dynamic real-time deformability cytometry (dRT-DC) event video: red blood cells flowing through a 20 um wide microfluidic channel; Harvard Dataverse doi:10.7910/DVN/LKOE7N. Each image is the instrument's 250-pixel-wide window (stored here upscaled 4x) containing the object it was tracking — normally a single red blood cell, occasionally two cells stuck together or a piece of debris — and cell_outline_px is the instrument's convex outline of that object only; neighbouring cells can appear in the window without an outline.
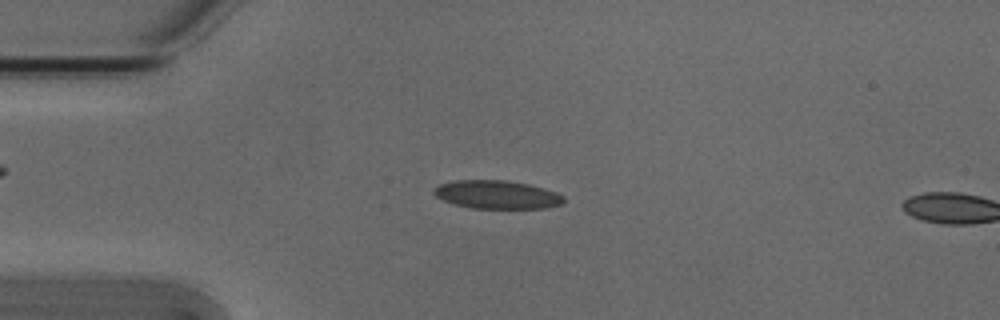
{"species": "Egyptian fruit bat (a non-hibernating species)", "species_latin": "Rousettus aegyptiacus", "temperature_condition": "cold", "stored_images_in_passage": 4, "camera_frame_rate_fps": 3000, "um_per_image_px": 0.085, "animal": {"sex": "male"}, "frame": {"image": 1, "passage_image": 3, "time_ms": 0.667, "image_size_px": [1000, 320], "cell_outline_px": [[564, 200], [560, 204], [544, 208], [472, 208], [456, 204], [444, 200], [436, 196], [432, 192], [432, 188], [440, 184], [456, 180], [504, 180], [528, 184], [544, 188], [556, 192], [564, 196]], "centroid_in_image_um": [42.22, 16.53], "position_along_channel_um": 42.8, "area_um2": 21.27}}